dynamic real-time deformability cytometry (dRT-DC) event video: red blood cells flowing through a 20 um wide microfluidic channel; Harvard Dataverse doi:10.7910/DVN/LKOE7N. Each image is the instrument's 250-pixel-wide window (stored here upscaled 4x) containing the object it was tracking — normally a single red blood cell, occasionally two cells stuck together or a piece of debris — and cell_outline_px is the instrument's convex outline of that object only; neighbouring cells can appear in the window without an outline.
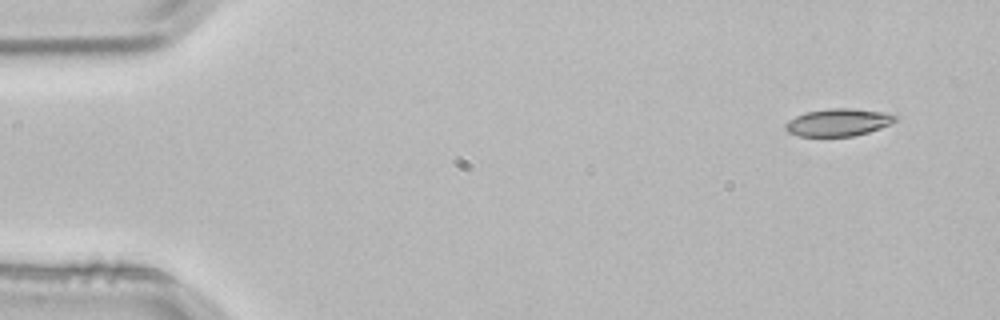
{"species": "common noctule bat (a hibernating species)", "species_latin": "Nyctalus noctula", "temperature_condition": "room temperature", "stored_images_in_passage": 4, "camera_frame_rate_fps": 3000, "um_per_image_px": 0.085, "animal": {"sex": "male", "body_mass_g": 21.5, "forearm_length_mm": 52.0}, "frame": {"image": 1, "passage_image": 1, "time_ms": 0.0, "image_size_px": [1000, 320], "cell_outline_px": [[900, 116], [892, 124], [868, 132], [852, 136], [800, 136], [788, 132], [784, 128], [784, 124], [788, 120], [804, 112], [832, 108], [852, 108], [888, 112]], "centroid_in_image_um": [71.29, 10.39], "position_along_channel_um": 13.7, "area_um2": 17.8}}
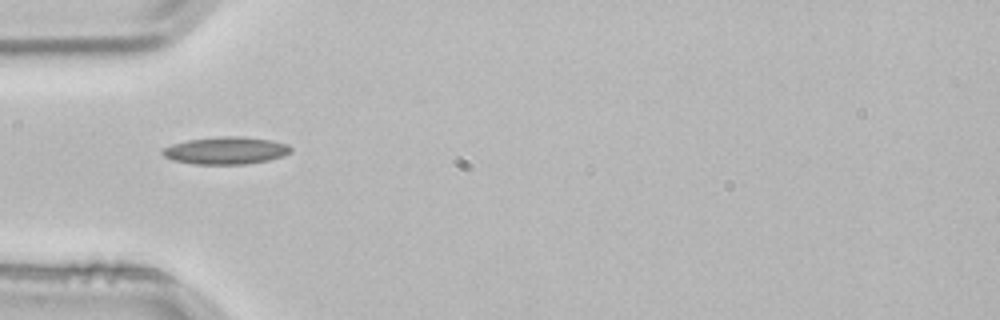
{"frame": {"image": 2, "passage_image": 4, "time_ms": 1.0, "image_size_px": [1000, 320], "cell_outline_px": [[292, 152], [284, 156], [268, 160], [244, 164], [192, 164], [172, 160], [164, 156], [160, 152], [164, 148], [172, 144], [188, 140], [216, 136], [244, 136], [272, 140], [288, 144], [292, 148]], "centroid_in_image_um": [19.22, 12.79], "position_along_channel_um": 65.8, "area_um2": 20.69}}